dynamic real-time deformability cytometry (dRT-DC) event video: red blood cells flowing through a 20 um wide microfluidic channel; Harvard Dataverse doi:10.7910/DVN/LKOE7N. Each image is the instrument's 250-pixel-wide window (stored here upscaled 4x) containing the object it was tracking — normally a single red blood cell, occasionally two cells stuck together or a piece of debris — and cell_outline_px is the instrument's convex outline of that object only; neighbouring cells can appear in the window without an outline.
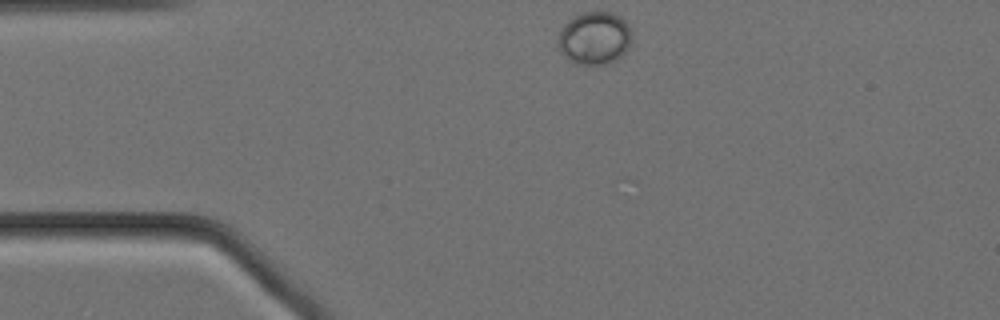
{"species": "Egyptian fruit bat (a non-hibernating species)", "species_latin": "Rousettus aegyptiacus", "temperature_condition": "cold", "stored_images_in_passage": 17, "camera_frame_rate_fps": 3000, "um_per_image_px": 0.085, "animal": {"sex": "female"}, "frame": {"image": 1, "passage_image": 1, "time_ms": 0.0, "image_size_px": [1000, 320], "cell_outline_px": [[632, 40], [628, 48], [616, 60], [604, 64], [580, 64], [568, 60], [560, 52], [556, 44], [556, 40], [564, 24], [568, 20], [584, 12], [612, 12], [620, 16], [628, 24]], "centroid_in_image_um": [50.51, 3.24], "position_along_channel_um": 34.5, "area_um2": 22.77}}
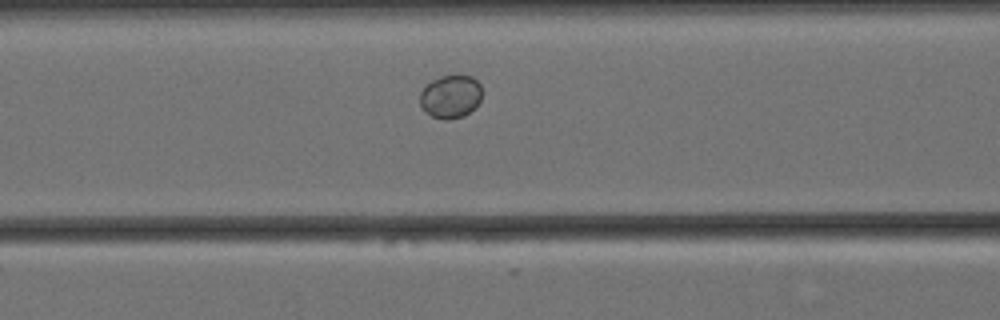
{"frame": {"image": 2, "passage_image": 12, "time_ms": 3.667, "image_size_px": [1000, 320], "cell_outline_px": [[480, 100], [464, 116], [444, 120], [432, 116], [420, 104], [420, 92], [432, 80], [440, 76], [472, 76], [480, 84]], "centroid_in_image_um": [38.29, 8.2], "position_along_channel_um": 128.3, "area_um2": 15.14}}
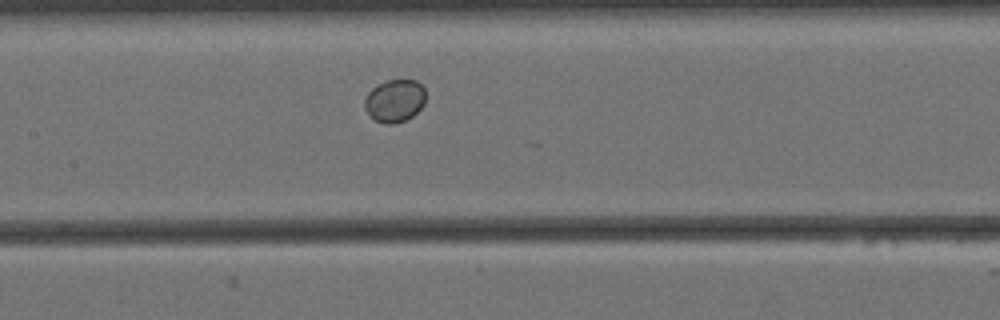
{"frame": {"image": 3, "passage_image": 16, "time_ms": 5.0, "image_size_px": [1000, 320], "cell_outline_px": [[424, 104], [412, 116], [396, 124], [384, 124], [368, 116], [364, 108], [364, 100], [368, 92], [376, 84], [388, 80], [416, 80], [424, 88]], "centroid_in_image_um": [33.51, 8.57], "position_along_channel_um": 173.9, "area_um2": 15.26}}